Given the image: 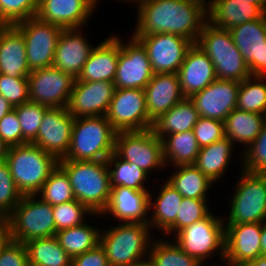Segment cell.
Returning <instances> with one entry per match:
<instances>
[{"instance_id": "55", "label": "cell", "mask_w": 266, "mask_h": 266, "mask_svg": "<svg viewBox=\"0 0 266 266\" xmlns=\"http://www.w3.org/2000/svg\"><path fill=\"white\" fill-rule=\"evenodd\" d=\"M241 266H266V257L260 256L256 259L246 262Z\"/></svg>"}, {"instance_id": "19", "label": "cell", "mask_w": 266, "mask_h": 266, "mask_svg": "<svg viewBox=\"0 0 266 266\" xmlns=\"http://www.w3.org/2000/svg\"><path fill=\"white\" fill-rule=\"evenodd\" d=\"M240 82L216 79L190 99L201 117L224 121L236 108Z\"/></svg>"}, {"instance_id": "15", "label": "cell", "mask_w": 266, "mask_h": 266, "mask_svg": "<svg viewBox=\"0 0 266 266\" xmlns=\"http://www.w3.org/2000/svg\"><path fill=\"white\" fill-rule=\"evenodd\" d=\"M133 37L146 49L154 74L178 73L188 49L193 45L189 39L170 33Z\"/></svg>"}, {"instance_id": "17", "label": "cell", "mask_w": 266, "mask_h": 266, "mask_svg": "<svg viewBox=\"0 0 266 266\" xmlns=\"http://www.w3.org/2000/svg\"><path fill=\"white\" fill-rule=\"evenodd\" d=\"M115 89L111 81L76 80L68 102V112L74 118L106 116Z\"/></svg>"}, {"instance_id": "1", "label": "cell", "mask_w": 266, "mask_h": 266, "mask_svg": "<svg viewBox=\"0 0 266 266\" xmlns=\"http://www.w3.org/2000/svg\"><path fill=\"white\" fill-rule=\"evenodd\" d=\"M137 24L132 36L170 33L196 43L207 22V0H134Z\"/></svg>"}, {"instance_id": "20", "label": "cell", "mask_w": 266, "mask_h": 266, "mask_svg": "<svg viewBox=\"0 0 266 266\" xmlns=\"http://www.w3.org/2000/svg\"><path fill=\"white\" fill-rule=\"evenodd\" d=\"M96 4L95 0H39L36 17L63 29H83Z\"/></svg>"}, {"instance_id": "8", "label": "cell", "mask_w": 266, "mask_h": 266, "mask_svg": "<svg viewBox=\"0 0 266 266\" xmlns=\"http://www.w3.org/2000/svg\"><path fill=\"white\" fill-rule=\"evenodd\" d=\"M11 238L19 243L56 235L53 206L36 195L22 196L7 218Z\"/></svg>"}, {"instance_id": "39", "label": "cell", "mask_w": 266, "mask_h": 266, "mask_svg": "<svg viewBox=\"0 0 266 266\" xmlns=\"http://www.w3.org/2000/svg\"><path fill=\"white\" fill-rule=\"evenodd\" d=\"M266 76L252 75L240 82L236 108L266 115Z\"/></svg>"}, {"instance_id": "31", "label": "cell", "mask_w": 266, "mask_h": 266, "mask_svg": "<svg viewBox=\"0 0 266 266\" xmlns=\"http://www.w3.org/2000/svg\"><path fill=\"white\" fill-rule=\"evenodd\" d=\"M235 145L227 137L200 148L194 165L212 182L217 183L224 177L232 160ZM228 166V167H227Z\"/></svg>"}, {"instance_id": "48", "label": "cell", "mask_w": 266, "mask_h": 266, "mask_svg": "<svg viewBox=\"0 0 266 266\" xmlns=\"http://www.w3.org/2000/svg\"><path fill=\"white\" fill-rule=\"evenodd\" d=\"M193 133L199 147L202 148L225 137L224 123L220 120L200 116L193 127Z\"/></svg>"}, {"instance_id": "23", "label": "cell", "mask_w": 266, "mask_h": 266, "mask_svg": "<svg viewBox=\"0 0 266 266\" xmlns=\"http://www.w3.org/2000/svg\"><path fill=\"white\" fill-rule=\"evenodd\" d=\"M178 76L185 98L192 97L217 79L213 62L195 43L188 49Z\"/></svg>"}, {"instance_id": "6", "label": "cell", "mask_w": 266, "mask_h": 266, "mask_svg": "<svg viewBox=\"0 0 266 266\" xmlns=\"http://www.w3.org/2000/svg\"><path fill=\"white\" fill-rule=\"evenodd\" d=\"M12 178L23 195H36L58 160L33 143L9 147L6 157Z\"/></svg>"}, {"instance_id": "60", "label": "cell", "mask_w": 266, "mask_h": 266, "mask_svg": "<svg viewBox=\"0 0 266 266\" xmlns=\"http://www.w3.org/2000/svg\"><path fill=\"white\" fill-rule=\"evenodd\" d=\"M7 225V217L0 212V231Z\"/></svg>"}, {"instance_id": "35", "label": "cell", "mask_w": 266, "mask_h": 266, "mask_svg": "<svg viewBox=\"0 0 266 266\" xmlns=\"http://www.w3.org/2000/svg\"><path fill=\"white\" fill-rule=\"evenodd\" d=\"M24 244L29 266H71L72 258L55 236L33 239Z\"/></svg>"}, {"instance_id": "37", "label": "cell", "mask_w": 266, "mask_h": 266, "mask_svg": "<svg viewBox=\"0 0 266 266\" xmlns=\"http://www.w3.org/2000/svg\"><path fill=\"white\" fill-rule=\"evenodd\" d=\"M106 162L111 187L124 186L136 190H149L145 187L149 174L134 163L119 158L114 152Z\"/></svg>"}, {"instance_id": "26", "label": "cell", "mask_w": 266, "mask_h": 266, "mask_svg": "<svg viewBox=\"0 0 266 266\" xmlns=\"http://www.w3.org/2000/svg\"><path fill=\"white\" fill-rule=\"evenodd\" d=\"M118 60L119 37L117 35L108 36L94 46L76 80L114 82Z\"/></svg>"}, {"instance_id": "36", "label": "cell", "mask_w": 266, "mask_h": 266, "mask_svg": "<svg viewBox=\"0 0 266 266\" xmlns=\"http://www.w3.org/2000/svg\"><path fill=\"white\" fill-rule=\"evenodd\" d=\"M101 230L85 222L79 226L56 232L60 246L71 258L96 248L100 244Z\"/></svg>"}, {"instance_id": "57", "label": "cell", "mask_w": 266, "mask_h": 266, "mask_svg": "<svg viewBox=\"0 0 266 266\" xmlns=\"http://www.w3.org/2000/svg\"><path fill=\"white\" fill-rule=\"evenodd\" d=\"M261 76H266V44L263 45L261 52Z\"/></svg>"}, {"instance_id": "49", "label": "cell", "mask_w": 266, "mask_h": 266, "mask_svg": "<svg viewBox=\"0 0 266 266\" xmlns=\"http://www.w3.org/2000/svg\"><path fill=\"white\" fill-rule=\"evenodd\" d=\"M0 138L8 145V147L28 143L22 137L20 121L14 109L0 120Z\"/></svg>"}, {"instance_id": "28", "label": "cell", "mask_w": 266, "mask_h": 266, "mask_svg": "<svg viewBox=\"0 0 266 266\" xmlns=\"http://www.w3.org/2000/svg\"><path fill=\"white\" fill-rule=\"evenodd\" d=\"M266 13L246 0H207V22L214 27L231 29Z\"/></svg>"}, {"instance_id": "46", "label": "cell", "mask_w": 266, "mask_h": 266, "mask_svg": "<svg viewBox=\"0 0 266 266\" xmlns=\"http://www.w3.org/2000/svg\"><path fill=\"white\" fill-rule=\"evenodd\" d=\"M22 196L16 188L8 164L6 161L0 163V212L8 218Z\"/></svg>"}, {"instance_id": "45", "label": "cell", "mask_w": 266, "mask_h": 266, "mask_svg": "<svg viewBox=\"0 0 266 266\" xmlns=\"http://www.w3.org/2000/svg\"><path fill=\"white\" fill-rule=\"evenodd\" d=\"M39 0H0V18L7 25L35 17Z\"/></svg>"}, {"instance_id": "32", "label": "cell", "mask_w": 266, "mask_h": 266, "mask_svg": "<svg viewBox=\"0 0 266 266\" xmlns=\"http://www.w3.org/2000/svg\"><path fill=\"white\" fill-rule=\"evenodd\" d=\"M199 118L194 102L190 98H184L156 119L152 130L162 139L165 135L193 130Z\"/></svg>"}, {"instance_id": "52", "label": "cell", "mask_w": 266, "mask_h": 266, "mask_svg": "<svg viewBox=\"0 0 266 266\" xmlns=\"http://www.w3.org/2000/svg\"><path fill=\"white\" fill-rule=\"evenodd\" d=\"M12 240L8 224L0 231V253L6 245Z\"/></svg>"}, {"instance_id": "42", "label": "cell", "mask_w": 266, "mask_h": 266, "mask_svg": "<svg viewBox=\"0 0 266 266\" xmlns=\"http://www.w3.org/2000/svg\"><path fill=\"white\" fill-rule=\"evenodd\" d=\"M86 215L101 216V214H94L86 205L76 199L53 206V216L57 232L85 223Z\"/></svg>"}, {"instance_id": "10", "label": "cell", "mask_w": 266, "mask_h": 266, "mask_svg": "<svg viewBox=\"0 0 266 266\" xmlns=\"http://www.w3.org/2000/svg\"><path fill=\"white\" fill-rule=\"evenodd\" d=\"M114 153L119 158L134 163L149 175L153 170L166 166L163 142L152 129L117 132Z\"/></svg>"}, {"instance_id": "11", "label": "cell", "mask_w": 266, "mask_h": 266, "mask_svg": "<svg viewBox=\"0 0 266 266\" xmlns=\"http://www.w3.org/2000/svg\"><path fill=\"white\" fill-rule=\"evenodd\" d=\"M23 34L29 69L51 67L63 28L39 20L36 16L14 24Z\"/></svg>"}, {"instance_id": "12", "label": "cell", "mask_w": 266, "mask_h": 266, "mask_svg": "<svg viewBox=\"0 0 266 266\" xmlns=\"http://www.w3.org/2000/svg\"><path fill=\"white\" fill-rule=\"evenodd\" d=\"M106 118L116 132L152 129L144 89L116 88Z\"/></svg>"}, {"instance_id": "7", "label": "cell", "mask_w": 266, "mask_h": 266, "mask_svg": "<svg viewBox=\"0 0 266 266\" xmlns=\"http://www.w3.org/2000/svg\"><path fill=\"white\" fill-rule=\"evenodd\" d=\"M221 216L210 212L204 219L180 230L173 241L187 254L196 258L201 264L219 255L224 265L225 223Z\"/></svg>"}, {"instance_id": "2", "label": "cell", "mask_w": 266, "mask_h": 266, "mask_svg": "<svg viewBox=\"0 0 266 266\" xmlns=\"http://www.w3.org/2000/svg\"><path fill=\"white\" fill-rule=\"evenodd\" d=\"M58 165L67 173L75 199L94 214H102L111 194L107 162L58 160Z\"/></svg>"}, {"instance_id": "34", "label": "cell", "mask_w": 266, "mask_h": 266, "mask_svg": "<svg viewBox=\"0 0 266 266\" xmlns=\"http://www.w3.org/2000/svg\"><path fill=\"white\" fill-rule=\"evenodd\" d=\"M173 172L166 181L185 198L207 199V192L215 184L195 165L175 166Z\"/></svg>"}, {"instance_id": "50", "label": "cell", "mask_w": 266, "mask_h": 266, "mask_svg": "<svg viewBox=\"0 0 266 266\" xmlns=\"http://www.w3.org/2000/svg\"><path fill=\"white\" fill-rule=\"evenodd\" d=\"M0 266H29L25 244L11 240L0 253Z\"/></svg>"}, {"instance_id": "61", "label": "cell", "mask_w": 266, "mask_h": 266, "mask_svg": "<svg viewBox=\"0 0 266 266\" xmlns=\"http://www.w3.org/2000/svg\"><path fill=\"white\" fill-rule=\"evenodd\" d=\"M5 25H7V24L0 18V28L4 27Z\"/></svg>"}, {"instance_id": "5", "label": "cell", "mask_w": 266, "mask_h": 266, "mask_svg": "<svg viewBox=\"0 0 266 266\" xmlns=\"http://www.w3.org/2000/svg\"><path fill=\"white\" fill-rule=\"evenodd\" d=\"M195 44L213 62L217 79L242 82L252 76L248 64L234 44L230 30L206 22Z\"/></svg>"}, {"instance_id": "47", "label": "cell", "mask_w": 266, "mask_h": 266, "mask_svg": "<svg viewBox=\"0 0 266 266\" xmlns=\"http://www.w3.org/2000/svg\"><path fill=\"white\" fill-rule=\"evenodd\" d=\"M0 94L13 106L29 101L27 78L10 77L0 73Z\"/></svg>"}, {"instance_id": "29", "label": "cell", "mask_w": 266, "mask_h": 266, "mask_svg": "<svg viewBox=\"0 0 266 266\" xmlns=\"http://www.w3.org/2000/svg\"><path fill=\"white\" fill-rule=\"evenodd\" d=\"M162 184L158 196H155L156 199L149 193V211L152 214H150L148 222L151 230L155 228L161 234L176 221V216L183 200V196L167 181Z\"/></svg>"}, {"instance_id": "4", "label": "cell", "mask_w": 266, "mask_h": 266, "mask_svg": "<svg viewBox=\"0 0 266 266\" xmlns=\"http://www.w3.org/2000/svg\"><path fill=\"white\" fill-rule=\"evenodd\" d=\"M116 133L106 116L77 117L69 150L60 160L106 161L114 152Z\"/></svg>"}, {"instance_id": "43", "label": "cell", "mask_w": 266, "mask_h": 266, "mask_svg": "<svg viewBox=\"0 0 266 266\" xmlns=\"http://www.w3.org/2000/svg\"><path fill=\"white\" fill-rule=\"evenodd\" d=\"M48 108L31 101L13 107L20 121L22 137L28 143H31L36 138L42 118Z\"/></svg>"}, {"instance_id": "3", "label": "cell", "mask_w": 266, "mask_h": 266, "mask_svg": "<svg viewBox=\"0 0 266 266\" xmlns=\"http://www.w3.org/2000/svg\"><path fill=\"white\" fill-rule=\"evenodd\" d=\"M116 224L101 230L100 234V245L105 251L109 265L132 266L147 259L153 240L150 225L148 223Z\"/></svg>"}, {"instance_id": "27", "label": "cell", "mask_w": 266, "mask_h": 266, "mask_svg": "<svg viewBox=\"0 0 266 266\" xmlns=\"http://www.w3.org/2000/svg\"><path fill=\"white\" fill-rule=\"evenodd\" d=\"M30 72L22 32L15 25L1 27L0 73L10 77L27 78Z\"/></svg>"}, {"instance_id": "41", "label": "cell", "mask_w": 266, "mask_h": 266, "mask_svg": "<svg viewBox=\"0 0 266 266\" xmlns=\"http://www.w3.org/2000/svg\"><path fill=\"white\" fill-rule=\"evenodd\" d=\"M207 199H190L183 197L176 221L163 233L176 235L180 230L193 224L196 221L204 219L210 212ZM166 234V235H165Z\"/></svg>"}, {"instance_id": "44", "label": "cell", "mask_w": 266, "mask_h": 266, "mask_svg": "<svg viewBox=\"0 0 266 266\" xmlns=\"http://www.w3.org/2000/svg\"><path fill=\"white\" fill-rule=\"evenodd\" d=\"M241 159L244 171L266 174V122L255 140L242 150Z\"/></svg>"}, {"instance_id": "59", "label": "cell", "mask_w": 266, "mask_h": 266, "mask_svg": "<svg viewBox=\"0 0 266 266\" xmlns=\"http://www.w3.org/2000/svg\"><path fill=\"white\" fill-rule=\"evenodd\" d=\"M132 266H155L154 263L150 260V258L148 257L147 259H144L142 261H139L135 264H133Z\"/></svg>"}, {"instance_id": "40", "label": "cell", "mask_w": 266, "mask_h": 266, "mask_svg": "<svg viewBox=\"0 0 266 266\" xmlns=\"http://www.w3.org/2000/svg\"><path fill=\"white\" fill-rule=\"evenodd\" d=\"M36 196L52 206L75 200L67 173L59 165L51 171Z\"/></svg>"}, {"instance_id": "9", "label": "cell", "mask_w": 266, "mask_h": 266, "mask_svg": "<svg viewBox=\"0 0 266 266\" xmlns=\"http://www.w3.org/2000/svg\"><path fill=\"white\" fill-rule=\"evenodd\" d=\"M241 171L224 223H263L266 221V174Z\"/></svg>"}, {"instance_id": "33", "label": "cell", "mask_w": 266, "mask_h": 266, "mask_svg": "<svg viewBox=\"0 0 266 266\" xmlns=\"http://www.w3.org/2000/svg\"><path fill=\"white\" fill-rule=\"evenodd\" d=\"M161 140L166 166L194 165L200 147L193 130L165 135Z\"/></svg>"}, {"instance_id": "58", "label": "cell", "mask_w": 266, "mask_h": 266, "mask_svg": "<svg viewBox=\"0 0 266 266\" xmlns=\"http://www.w3.org/2000/svg\"><path fill=\"white\" fill-rule=\"evenodd\" d=\"M249 3L259 6L266 13V0H246Z\"/></svg>"}, {"instance_id": "54", "label": "cell", "mask_w": 266, "mask_h": 266, "mask_svg": "<svg viewBox=\"0 0 266 266\" xmlns=\"http://www.w3.org/2000/svg\"><path fill=\"white\" fill-rule=\"evenodd\" d=\"M260 248H261V256L266 257V221L262 223Z\"/></svg>"}, {"instance_id": "56", "label": "cell", "mask_w": 266, "mask_h": 266, "mask_svg": "<svg viewBox=\"0 0 266 266\" xmlns=\"http://www.w3.org/2000/svg\"><path fill=\"white\" fill-rule=\"evenodd\" d=\"M8 150V145L0 138V163L5 162Z\"/></svg>"}, {"instance_id": "30", "label": "cell", "mask_w": 266, "mask_h": 266, "mask_svg": "<svg viewBox=\"0 0 266 266\" xmlns=\"http://www.w3.org/2000/svg\"><path fill=\"white\" fill-rule=\"evenodd\" d=\"M266 122V115L254 112H246L235 108L223 121L224 134L235 145L240 143L245 149L260 134Z\"/></svg>"}, {"instance_id": "21", "label": "cell", "mask_w": 266, "mask_h": 266, "mask_svg": "<svg viewBox=\"0 0 266 266\" xmlns=\"http://www.w3.org/2000/svg\"><path fill=\"white\" fill-rule=\"evenodd\" d=\"M150 192L124 186L111 187L110 200L101 217L109 214L121 223H148Z\"/></svg>"}, {"instance_id": "22", "label": "cell", "mask_w": 266, "mask_h": 266, "mask_svg": "<svg viewBox=\"0 0 266 266\" xmlns=\"http://www.w3.org/2000/svg\"><path fill=\"white\" fill-rule=\"evenodd\" d=\"M82 28L63 29L57 41L53 67L79 76L90 52L94 48L84 36Z\"/></svg>"}, {"instance_id": "13", "label": "cell", "mask_w": 266, "mask_h": 266, "mask_svg": "<svg viewBox=\"0 0 266 266\" xmlns=\"http://www.w3.org/2000/svg\"><path fill=\"white\" fill-rule=\"evenodd\" d=\"M29 101L47 107H67L76 78L53 66L35 69L27 77Z\"/></svg>"}, {"instance_id": "18", "label": "cell", "mask_w": 266, "mask_h": 266, "mask_svg": "<svg viewBox=\"0 0 266 266\" xmlns=\"http://www.w3.org/2000/svg\"><path fill=\"white\" fill-rule=\"evenodd\" d=\"M262 223H225L224 266H241L261 256Z\"/></svg>"}, {"instance_id": "51", "label": "cell", "mask_w": 266, "mask_h": 266, "mask_svg": "<svg viewBox=\"0 0 266 266\" xmlns=\"http://www.w3.org/2000/svg\"><path fill=\"white\" fill-rule=\"evenodd\" d=\"M71 266H110L104 249L99 244L96 248L72 258Z\"/></svg>"}, {"instance_id": "25", "label": "cell", "mask_w": 266, "mask_h": 266, "mask_svg": "<svg viewBox=\"0 0 266 266\" xmlns=\"http://www.w3.org/2000/svg\"><path fill=\"white\" fill-rule=\"evenodd\" d=\"M229 30L251 74L261 76V52L266 44V14L262 18L247 21Z\"/></svg>"}, {"instance_id": "16", "label": "cell", "mask_w": 266, "mask_h": 266, "mask_svg": "<svg viewBox=\"0 0 266 266\" xmlns=\"http://www.w3.org/2000/svg\"><path fill=\"white\" fill-rule=\"evenodd\" d=\"M74 117L67 107H49L42 118L36 138L31 142L57 160L69 150Z\"/></svg>"}, {"instance_id": "14", "label": "cell", "mask_w": 266, "mask_h": 266, "mask_svg": "<svg viewBox=\"0 0 266 266\" xmlns=\"http://www.w3.org/2000/svg\"><path fill=\"white\" fill-rule=\"evenodd\" d=\"M154 73L146 49L135 38L128 43L119 38V60L114 79L119 89H145Z\"/></svg>"}, {"instance_id": "24", "label": "cell", "mask_w": 266, "mask_h": 266, "mask_svg": "<svg viewBox=\"0 0 266 266\" xmlns=\"http://www.w3.org/2000/svg\"><path fill=\"white\" fill-rule=\"evenodd\" d=\"M144 92L148 116L152 122L185 98L178 73L154 74Z\"/></svg>"}, {"instance_id": "53", "label": "cell", "mask_w": 266, "mask_h": 266, "mask_svg": "<svg viewBox=\"0 0 266 266\" xmlns=\"http://www.w3.org/2000/svg\"><path fill=\"white\" fill-rule=\"evenodd\" d=\"M13 110V106L0 94V120Z\"/></svg>"}, {"instance_id": "38", "label": "cell", "mask_w": 266, "mask_h": 266, "mask_svg": "<svg viewBox=\"0 0 266 266\" xmlns=\"http://www.w3.org/2000/svg\"><path fill=\"white\" fill-rule=\"evenodd\" d=\"M153 239L148 257L155 266H201L194 257L184 252L175 241Z\"/></svg>"}]
</instances>
